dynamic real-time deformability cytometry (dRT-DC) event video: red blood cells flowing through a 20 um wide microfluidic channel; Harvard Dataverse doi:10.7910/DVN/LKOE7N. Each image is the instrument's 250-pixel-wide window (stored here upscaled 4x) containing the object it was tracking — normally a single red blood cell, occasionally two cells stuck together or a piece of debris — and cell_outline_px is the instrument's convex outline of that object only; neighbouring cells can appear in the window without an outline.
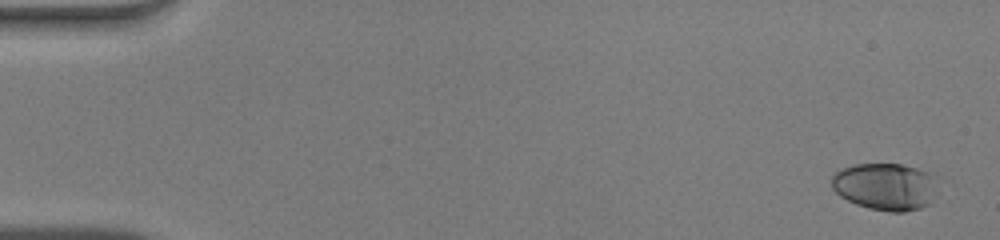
{"species": "human", "species_latin": "Homo sapiens", "temperature_condition": "warm", "stored_images_in_passage": 50, "camera_frame_rate_fps": 3000, "um_per_image_px": 0.085, "donor": {"sex": "male"}, "frame": {"image": 1, "passage_image": 1, "time_ms": 0.0, "image_size_px": [1000, 240], "cell_outline_px": [[940, 176], [932, 200], [928, 204], [920, 208], [904, 212], [888, 212], [868, 208], [856, 204], [840, 196], [832, 188], [832, 176], [836, 172], [852, 164], [900, 164], [936, 172]], "centroid_in_image_um": [75.33, 15.84], "position_along_channel_um": 9.7, "area_um2": 29.77}}
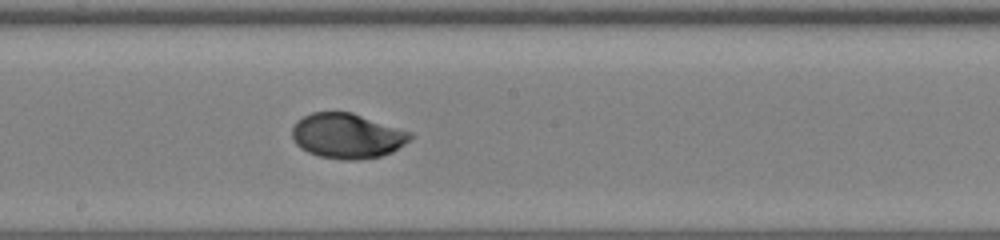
{"frame": {"image": 2, "passage_image": 28, "time_ms": 9.0, "image_size_px": [1000, 240], "cell_outline_px": [[416, 136], [392, 152], [380, 156], [356, 160], [344, 160], [320, 156], [308, 152], [300, 148], [296, 144], [292, 136], [292, 128], [296, 120], [312, 112], [352, 112], [412, 132]], "centroid_in_image_um": [29.52, 11.54], "position_along_channel_um": 218.7, "area_um2": 31.15}}
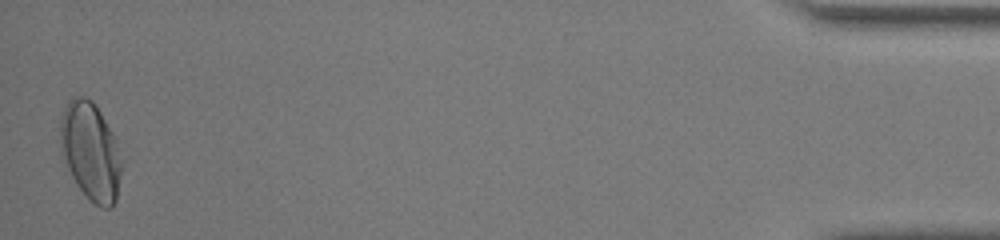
{"frame": {"image": 3, "passage_image": 50, "time_ms": 16.333, "image_size_px": [1000, 240], "cell_outline_px": [[120, 172], [116, 200], [112, 208], [100, 208], [76, 184], [60, 156], [60, 120], [64, 108], [68, 100], [72, 96], [84, 96], [92, 100], [96, 104], [112, 132], [120, 164]], "centroid_in_image_um": [7.64, 12.82], "position_along_channel_um": 427.6, "area_um2": 34.68}, "authors_computed_cell_mechanics": {"area_um2": 30.0849, "velocity_mm_per_s": 4.0644, "shape_relaxation_time_tau1_ms": 4.736, "shape_relaxation_time_tau2_ms": null, "deformation_change_tau1": 0.2089, "deformation_change_tau2": null}}